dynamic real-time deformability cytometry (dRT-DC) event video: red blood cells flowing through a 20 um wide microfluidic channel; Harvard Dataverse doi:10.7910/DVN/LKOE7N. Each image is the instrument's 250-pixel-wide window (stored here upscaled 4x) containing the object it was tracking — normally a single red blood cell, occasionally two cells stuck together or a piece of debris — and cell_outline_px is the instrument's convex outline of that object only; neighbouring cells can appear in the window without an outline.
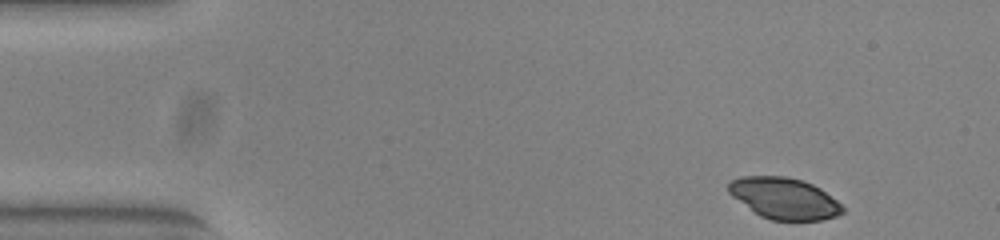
{"species": "common noctule bat (a hibernating species)", "species_latin": "Nyctalus noctula", "temperature_condition": "warm", "stored_images_in_passage": 48, "camera_frame_rate_fps": 3000, "um_per_image_px": 0.085, "animal": {"sex": "female", "body_mass_g": 23.0, "forearm_length_mm": 53.4}, "frame": {"image": 1, "passage_image": 1, "time_ms": 0.0, "image_size_px": [1000, 240], "cell_outline_px": [[844, 212], [836, 216], [820, 220], [772, 220], [760, 216], [732, 196], [728, 192], [728, 184], [732, 180], [744, 176], [784, 176], [800, 180], [812, 184], [820, 188], [836, 200], [844, 208]], "centroid_in_image_um": [66.66, 16.86], "position_along_channel_um": 18.3, "area_um2": 27.17}}